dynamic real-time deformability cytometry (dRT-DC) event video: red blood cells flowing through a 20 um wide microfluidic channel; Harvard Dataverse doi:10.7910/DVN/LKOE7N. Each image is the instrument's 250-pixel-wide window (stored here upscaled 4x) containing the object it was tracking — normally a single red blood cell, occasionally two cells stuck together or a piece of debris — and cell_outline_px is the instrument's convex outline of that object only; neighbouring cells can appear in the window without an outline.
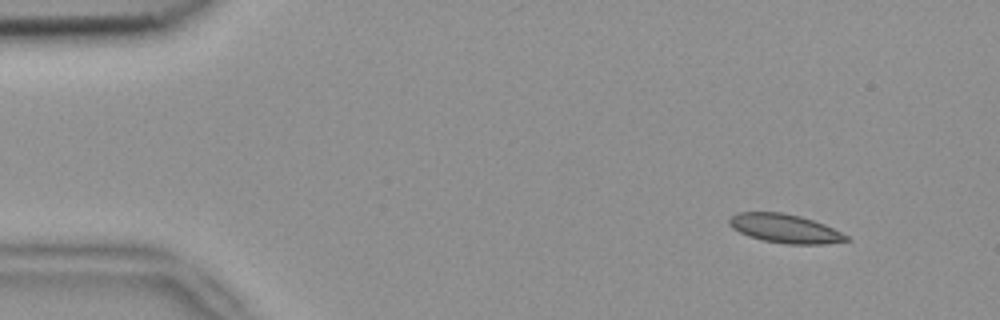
{"species": "common noctule bat (a hibernating species)", "species_latin": "Nyctalus noctula", "temperature_condition": "room temperature", "stored_images_in_passage": 3, "camera_frame_rate_fps": 3000, "um_per_image_px": 0.085, "animal": {"sex": "female", "body_mass_g": 18.4}, "frame": {"image": 1, "passage_image": 1, "time_ms": 0.0, "image_size_px": [1000, 320], "cell_outline_px": [[852, 240], [824, 244], [788, 244], [764, 240], [748, 236], [732, 228], [728, 224], [728, 220], [736, 212], [784, 212], [800, 216], [824, 224], [848, 236]], "centroid_in_image_um": [66.71, 19.42], "position_along_channel_um": 18.3, "area_um2": 19.59}}
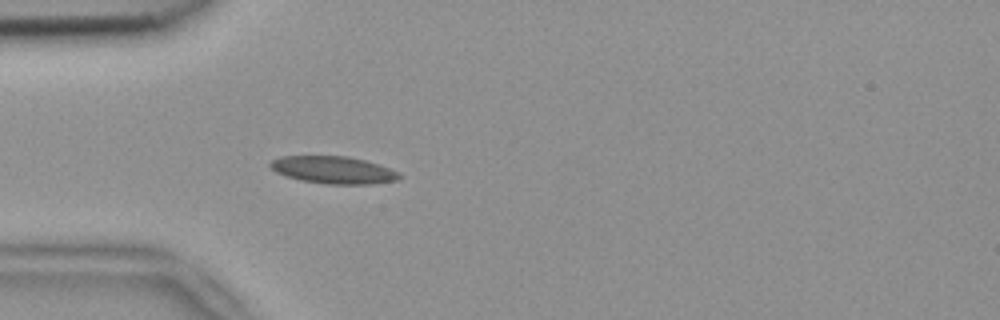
{"frame": {"image": 2, "passage_image": 3, "time_ms": 0.667, "image_size_px": [1000, 320], "cell_outline_px": [[400, 176], [396, 180], [372, 184], [328, 184], [300, 180], [276, 172], [268, 164], [272, 160], [280, 156], [348, 156], [364, 160], [400, 172]], "centroid_in_image_um": [28.32, 14.44], "position_along_channel_um": 56.7, "area_um2": 20.35}}